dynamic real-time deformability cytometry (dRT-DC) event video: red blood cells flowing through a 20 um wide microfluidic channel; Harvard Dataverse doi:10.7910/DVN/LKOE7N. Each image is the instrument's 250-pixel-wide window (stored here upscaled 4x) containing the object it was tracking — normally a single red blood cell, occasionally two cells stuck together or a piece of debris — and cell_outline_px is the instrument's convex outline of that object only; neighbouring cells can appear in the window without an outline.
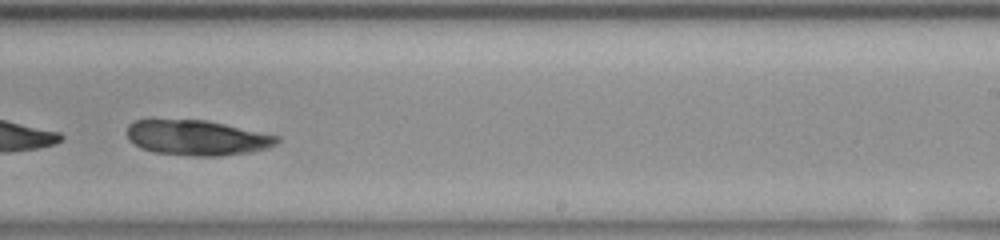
{"species": "common noctule bat (a hibernating species)", "species_latin": "Nyctalus noctula", "temperature_condition": "room temperature", "stored_images_in_passage": 44, "camera_frame_rate_fps": 3000, "um_per_image_px": 0.085, "animal": {"sex": "female", "body_mass_g": 23.0, "forearm_length_mm": 53.4}, "frame": {"image": 1, "passage_image": 25, "time_ms": 8.0, "image_size_px": [1000, 240], "cell_outline_px": [[280, 140], [276, 144], [268, 148], [252, 152], [220, 156], [192, 156], [152, 152], [128, 140], [128, 124], [132, 120], [208, 120], [280, 136]], "centroid_in_image_um": [16.79, 11.71], "position_along_channel_um": 272.2, "area_um2": 30.87}}
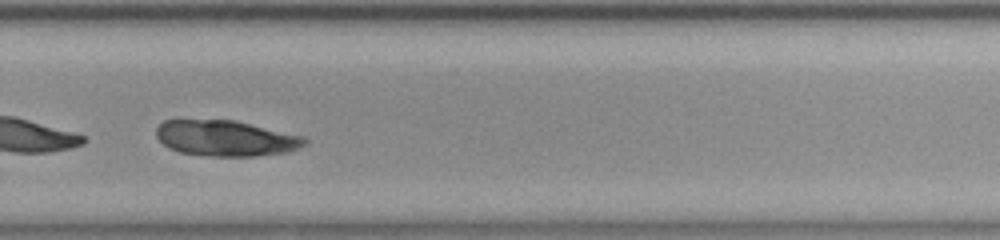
{"frame": {"image": 2, "passage_image": 28, "time_ms": 9.0, "image_size_px": [1000, 240], "cell_outline_px": [[308, 140], [300, 148], [288, 152], [256, 156], [208, 156], [180, 152], [168, 148], [156, 136], [156, 128], [164, 120], [236, 120], [304, 136]], "centroid_in_image_um": [19.21, 11.75], "position_along_channel_um": 310.6, "area_um2": 31.04}}